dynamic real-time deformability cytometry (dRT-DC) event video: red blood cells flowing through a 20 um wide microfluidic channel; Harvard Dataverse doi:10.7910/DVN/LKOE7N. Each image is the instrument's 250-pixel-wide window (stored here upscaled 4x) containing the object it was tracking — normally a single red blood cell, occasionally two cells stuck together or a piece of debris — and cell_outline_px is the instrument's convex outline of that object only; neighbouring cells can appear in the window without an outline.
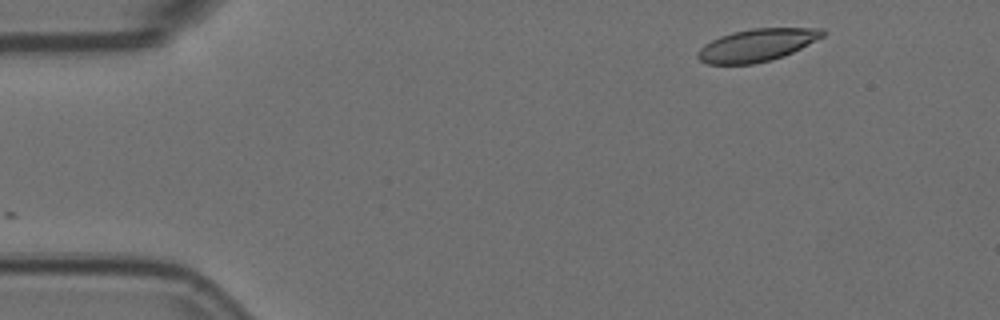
{"species": "Egyptian fruit bat (a non-hibernating species)", "species_latin": "Rousettus aegyptiacus", "temperature_condition": "room temperature", "stored_images_in_passage": 51, "camera_frame_rate_fps": 3000, "um_per_image_px": 0.085, "animal": {"sex": "female"}, "frame": {"image": 1, "passage_image": 1, "time_ms": 0.0, "image_size_px": [1000, 320], "cell_outline_px": [[828, 32], [824, 36], [784, 56], [772, 60], [752, 64], [708, 64], [700, 60], [696, 56], [696, 52], [704, 44], [720, 36], [732, 32], [752, 28], [824, 28]], "centroid_in_image_um": [64.34, 3.83], "position_along_channel_um": 20.7, "area_um2": 23.76}}
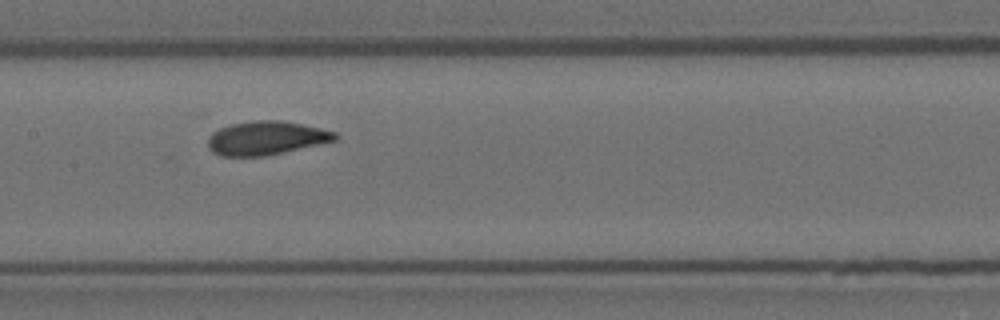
{"frame": {"image": 2, "passage_image": 22, "time_ms": 7.0, "image_size_px": [1000, 320], "cell_outline_px": [[340, 136], [336, 140], [264, 156], [220, 156], [212, 152], [208, 148], [208, 136], [212, 132], [228, 124], [256, 120], [280, 120], [320, 128], [336, 132]], "centroid_in_image_um": [22.58, 11.73], "position_along_channel_um": 184.8, "area_um2": 24.91}}
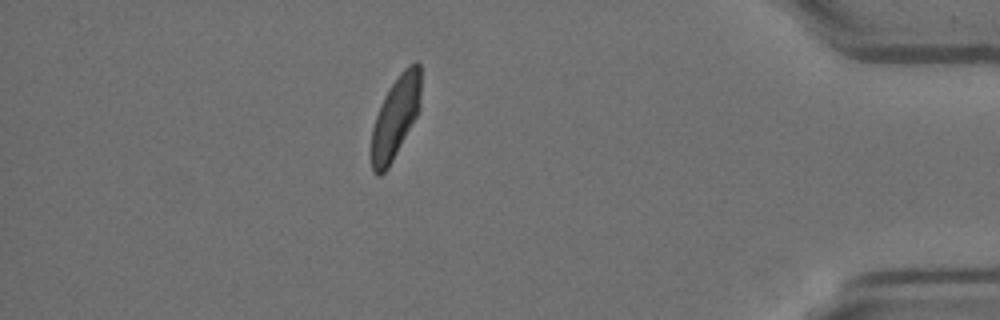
{"frame": {"image": 3, "passage_image": 44, "time_ms": 14.333, "image_size_px": [1000, 320], "cell_outline_px": [[420, 108], [416, 116], [388, 168], [380, 176], [376, 176], [372, 172], [372, 128], [376, 116], [384, 96], [400, 72], [408, 64], [416, 60], [420, 64]], "centroid_in_image_um": [33.62, 9.94], "position_along_channel_um": 401.6, "area_um2": 23.35}, "authors_computed_cell_mechanics": {"area_um2": 24.7962, "velocity_mm_per_s": 3.5592, "shape_relaxation_time_tau1_ms": 4.0189, "shape_relaxation_time_tau2_ms": 1.2051, "deformation_change_tau1": 0.1489, "deformation_change_tau2": 0.0577}}